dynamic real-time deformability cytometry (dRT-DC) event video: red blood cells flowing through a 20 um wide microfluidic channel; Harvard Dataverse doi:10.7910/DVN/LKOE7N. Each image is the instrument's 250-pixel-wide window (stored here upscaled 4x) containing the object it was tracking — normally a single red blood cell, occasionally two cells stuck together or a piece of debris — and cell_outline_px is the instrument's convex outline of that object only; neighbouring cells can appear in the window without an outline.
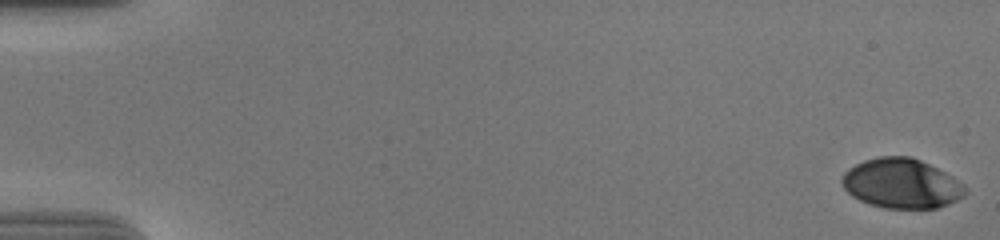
{"species": "human", "species_latin": "Homo sapiens", "temperature_condition": "cold", "stored_images_in_passage": 56, "camera_frame_rate_fps": 3000, "um_per_image_px": 0.085, "donor": {"sex": "male"}, "frame": {"image": 1, "passage_image": 1, "time_ms": 0.0, "image_size_px": [1000, 240], "cell_outline_px": [[968, 192], [964, 196], [948, 204], [936, 208], [884, 208], [868, 204], [852, 196], [844, 188], [840, 180], [844, 172], [848, 168], [864, 160], [880, 156], [912, 156], [952, 176], [964, 184]], "centroid_in_image_um": [76.61, 15.6], "position_along_channel_um": 8.4, "area_um2": 35.78}}
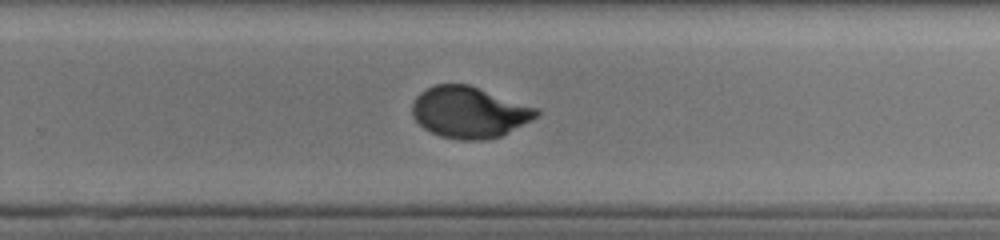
{"frame": {"image": 2, "passage_image": 38, "time_ms": 12.333, "image_size_px": [1000, 240], "cell_outline_px": [[540, 112], [536, 116], [500, 136], [484, 140], [460, 140], [440, 136], [424, 128], [412, 116], [412, 104], [416, 96], [420, 92], [436, 84], [468, 84], [540, 108]], "centroid_in_image_um": [39.87, 9.53], "position_along_channel_um": 289.9, "area_um2": 36.93}}
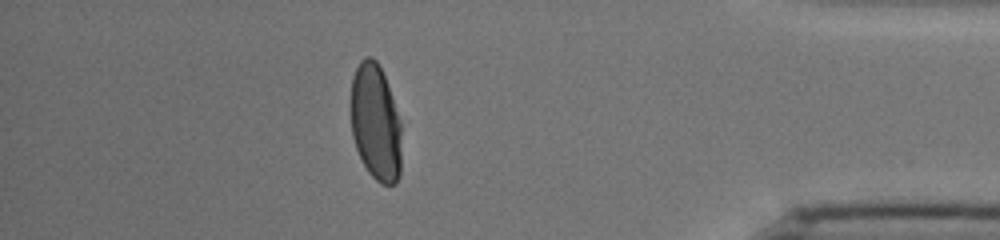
{"frame": {"image": 3, "passage_image": 50, "time_ms": 16.333, "image_size_px": [1000, 240], "cell_outline_px": [[400, 176], [396, 184], [380, 184], [368, 172], [356, 148], [352, 136], [348, 104], [352, 76], [360, 60], [364, 56], [372, 56], [376, 60], [384, 76], [400, 120]], "centroid_in_image_um": [31.87, 10.39], "position_along_channel_um": 403.3, "area_um2": 34.97}, "authors_computed_cell_mechanics": {"area_um2": 36.9631, "velocity_mm_per_s": 3.7083, "shape_relaxation_time_tau1_ms": 5.3049, "shape_relaxation_time_tau2_ms": null, "deformation_change_tau1": 0.2011, "deformation_change_tau2": null}}